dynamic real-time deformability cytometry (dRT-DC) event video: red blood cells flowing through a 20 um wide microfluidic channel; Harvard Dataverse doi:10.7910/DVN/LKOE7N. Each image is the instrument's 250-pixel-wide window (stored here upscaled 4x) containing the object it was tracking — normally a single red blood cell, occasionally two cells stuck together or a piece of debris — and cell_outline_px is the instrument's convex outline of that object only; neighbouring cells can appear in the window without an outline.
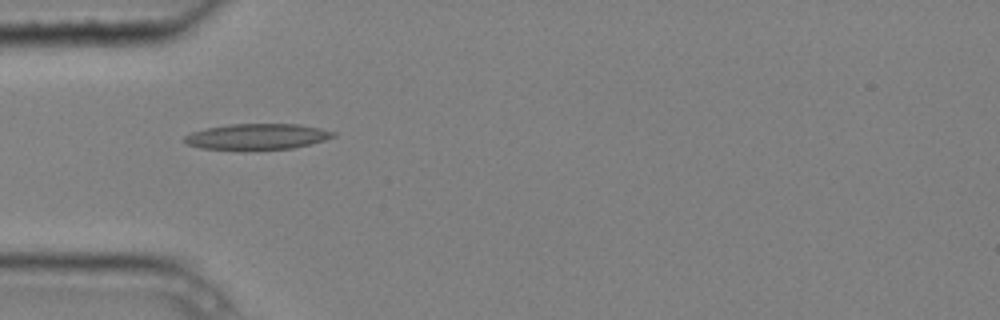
{"species": "common noctule bat (a hibernating species)", "species_latin": "Nyctalus noctula", "temperature_condition": "cold", "stored_images_in_passage": 6, "camera_frame_rate_fps": 3000, "um_per_image_px": 0.085, "animal": {"sex": "male", "body_mass_g": 20.4}, "frame": {"image": 1, "passage_image": 5, "time_ms": 1.333, "image_size_px": [1000, 320], "cell_outline_px": [[336, 136], [324, 140], [292, 148], [244, 152], [200, 148], [188, 144], [184, 140], [184, 136], [192, 132], [208, 128], [232, 124], [300, 124], [320, 128], [336, 132]], "centroid_in_image_um": [21.84, 11.64], "position_along_channel_um": 63.2, "area_um2": 22.95}}
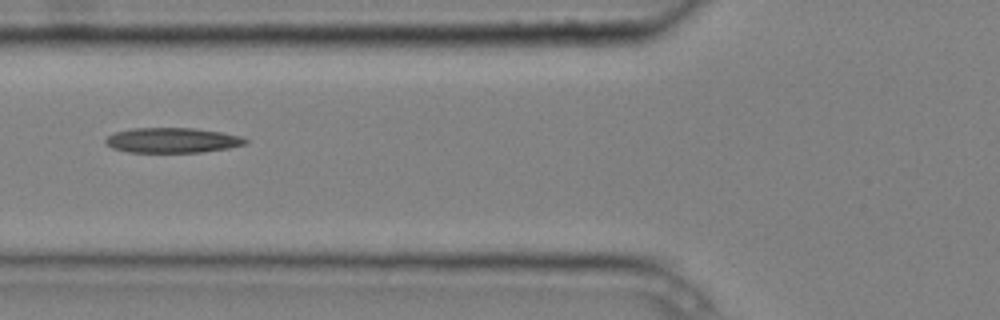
{"frame": {"image": 2, "passage_image": 6, "time_ms": 1.667, "image_size_px": [1000, 320], "cell_outline_px": [[248, 140], [244, 144], [228, 148], [204, 152], [128, 152], [112, 148], [104, 144], [104, 140], [108, 136], [116, 132], [132, 128], [192, 128], [220, 132], [240, 136]], "centroid_in_image_um": [14.6, 11.93], "position_along_channel_um": 111.2, "area_um2": 20.35}}